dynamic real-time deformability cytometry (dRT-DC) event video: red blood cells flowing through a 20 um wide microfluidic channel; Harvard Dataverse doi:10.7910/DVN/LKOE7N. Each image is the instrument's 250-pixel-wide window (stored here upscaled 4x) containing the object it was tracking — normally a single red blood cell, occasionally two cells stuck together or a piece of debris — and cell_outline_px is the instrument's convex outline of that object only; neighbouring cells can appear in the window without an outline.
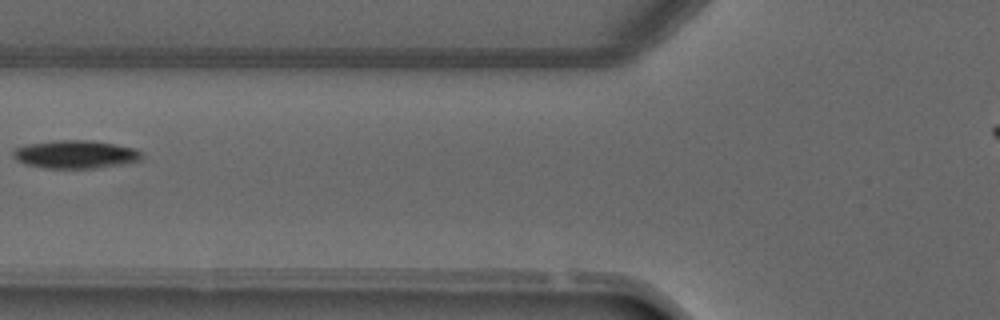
{"species": "common noctule bat (a hibernating species)", "species_latin": "Nyctalus noctula", "temperature_condition": "warm", "stored_images_in_passage": 3, "camera_frame_rate_fps": 3000, "um_per_image_px": 0.085, "animal": {"sex": "male", "forearm_length_mm": 52.5}, "frame": {"image": 1, "passage_image": 3, "time_ms": 2.333, "image_size_px": [1000, 320], "cell_outline_px": [[144, 160], [124, 164], [96, 168], [44, 168], [24, 164], [16, 160], [12, 156], [12, 152], [16, 148], [24, 144], [52, 140], [92, 140], [116, 144], [136, 148], [144, 152]], "centroid_in_image_um": [6.46, 13.11], "position_along_channel_um": 119.3, "area_um2": 21.68}}